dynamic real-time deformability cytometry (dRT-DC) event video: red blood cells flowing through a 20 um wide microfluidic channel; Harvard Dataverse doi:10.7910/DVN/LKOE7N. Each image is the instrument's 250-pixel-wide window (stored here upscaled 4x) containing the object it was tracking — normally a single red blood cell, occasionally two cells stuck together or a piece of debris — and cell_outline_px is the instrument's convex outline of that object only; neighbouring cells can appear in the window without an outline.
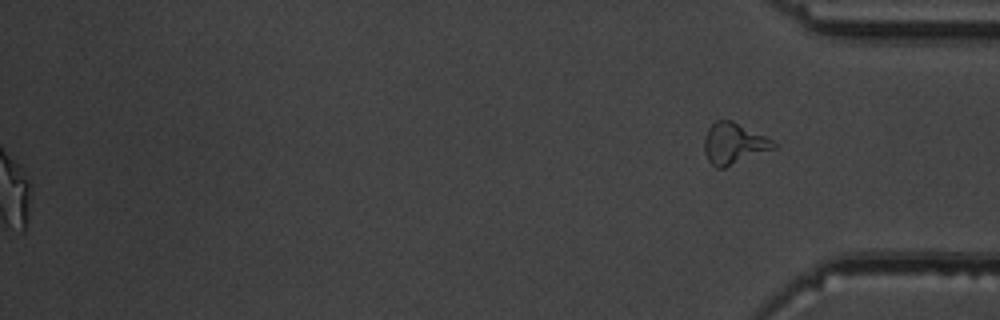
{"species": "common noctule bat (a hibernating species)", "species_latin": "Nyctalus noctula", "temperature_condition": "warm", "stored_images_in_passage": 52, "segment_of_instrument_passage": [2, 2], "camera_frame_rate_fps": 3000, "um_per_image_px": 0.085, "animal": {"sex": "male", "body_mass_g": 19.5, "forearm_length_mm": 54.6}, "frame": {"image": 1, "passage_image": 52, "time_ms": 17.0, "image_size_px": [1000, 320], "cell_outline_px": [[776, 148], [724, 168], [716, 168], [708, 160], [704, 152], [704, 136], [708, 128], [716, 120], [732, 120], [772, 140], [776, 144]], "centroid_in_image_um": [62.34, 12.21], "position_along_channel_um": 372.9, "area_um2": 16.53}}